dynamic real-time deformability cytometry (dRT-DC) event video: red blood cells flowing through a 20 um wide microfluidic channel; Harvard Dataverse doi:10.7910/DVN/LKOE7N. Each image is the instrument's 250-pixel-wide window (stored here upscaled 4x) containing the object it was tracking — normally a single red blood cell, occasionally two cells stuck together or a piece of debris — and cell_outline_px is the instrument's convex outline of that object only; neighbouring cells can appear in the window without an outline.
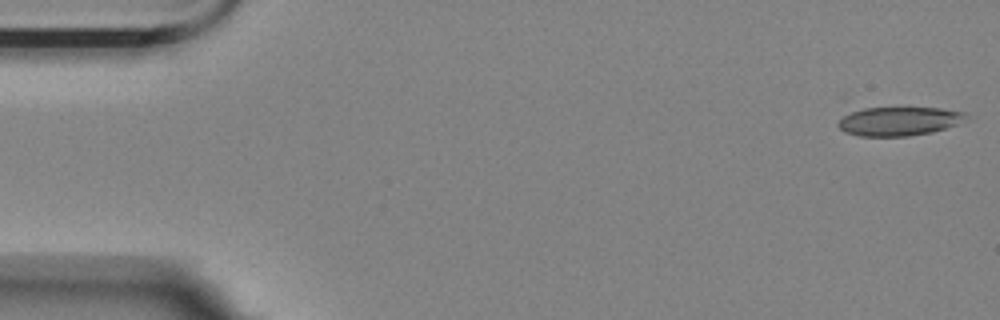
{"species": "Egyptian fruit bat (a non-hibernating species)", "species_latin": "Rousettus aegyptiacus", "temperature_condition": "room temperature", "stored_images_in_passage": 55, "camera_frame_rate_fps": 3000, "um_per_image_px": 0.085, "animal": {"sex": "female"}, "frame": {"image": 1, "passage_image": 1, "time_ms": 0.0, "image_size_px": [1000, 320], "cell_outline_px": [[968, 120], [932, 132], [908, 136], [860, 136], [844, 132], [836, 124], [844, 116], [852, 112], [864, 108], [940, 108], [968, 112]], "centroid_in_image_um": [76.46, 10.3], "position_along_channel_um": 8.5, "area_um2": 21.44}}
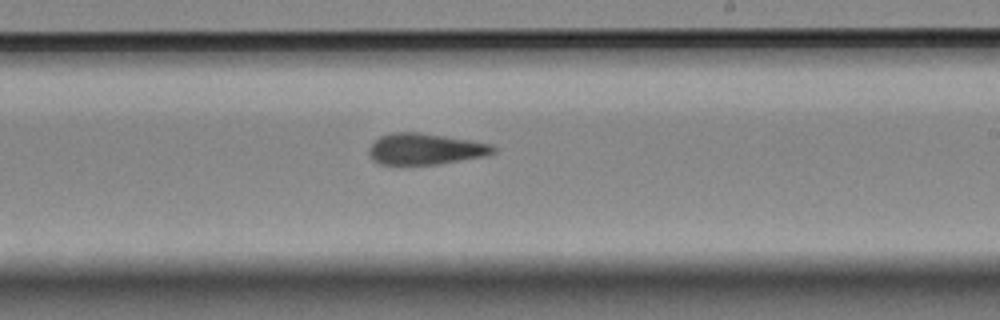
{"frame": {"image": 2, "passage_image": 32, "time_ms": 10.333, "image_size_px": [1000, 320], "cell_outline_px": [[496, 152], [488, 156], [436, 164], [380, 164], [372, 160], [368, 156], [368, 148], [380, 136], [392, 132], [420, 132], [492, 144], [496, 148]], "centroid_in_image_um": [36.14, 12.66], "position_along_channel_um": 252.9, "area_um2": 22.66}}
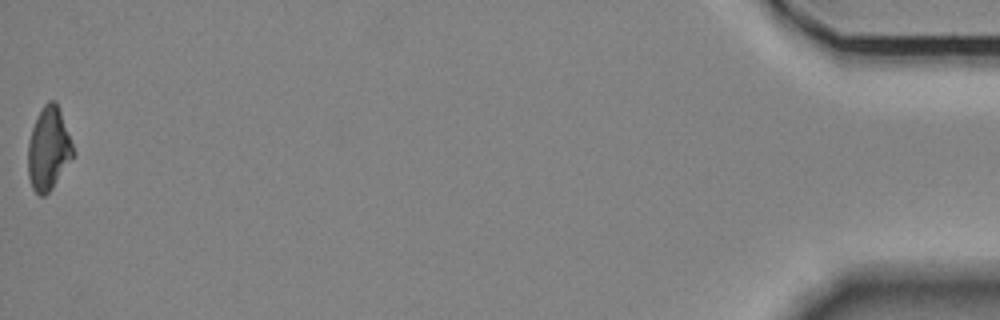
{"frame": {"image": 3, "passage_image": 55, "time_ms": 18.0, "image_size_px": [1000, 320], "cell_outline_px": [[76, 152], [52, 188], [44, 196], [40, 196], [32, 188], [28, 176], [28, 140], [32, 128], [44, 104], [48, 100], [56, 100]], "centroid_in_image_um": [4.13, 12.64], "position_along_channel_um": 431.1, "area_um2": 21.73}, "authors_computed_cell_mechanics": {"area_um2": 22.831, "velocity_mm_per_s": 3.5869, "shape_relaxation_time_tau1_ms": 9.3197, "shape_relaxation_time_tau2_ms": 4.6705, "deformation_change_tau1": 0.2192, "deformation_change_tau2": 0.1562}}